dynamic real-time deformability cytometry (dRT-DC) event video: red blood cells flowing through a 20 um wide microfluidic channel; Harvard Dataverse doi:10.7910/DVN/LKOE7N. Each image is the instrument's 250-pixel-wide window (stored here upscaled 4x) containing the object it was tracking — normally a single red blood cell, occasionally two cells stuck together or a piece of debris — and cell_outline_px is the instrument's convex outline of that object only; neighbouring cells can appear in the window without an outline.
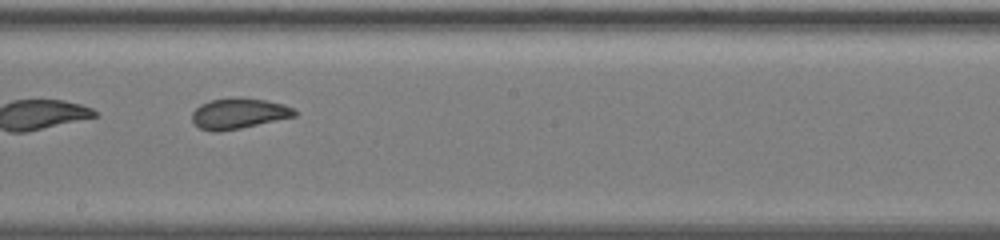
{"species": "common noctule bat (a hibernating species)", "species_latin": "Nyctalus noctula", "temperature_condition": "warm", "stored_images_in_passage": 39, "camera_frame_rate_fps": 3000, "um_per_image_px": 0.085, "animal": {"sex": "female", "body_mass_g": 19.5, "forearm_length_mm": 54.1}, "frame": {"image": 1, "passage_image": 25, "time_ms": 8.0, "image_size_px": [1000, 240], "cell_outline_px": [[296, 116], [240, 128], [216, 132], [212, 132], [200, 128], [192, 124], [192, 112], [200, 104], [212, 100], [240, 96], [268, 100], [284, 104], [292, 108], [296, 112]], "centroid_in_image_um": [20.26, 9.63], "position_along_channel_um": 227.9, "area_um2": 18.44}}
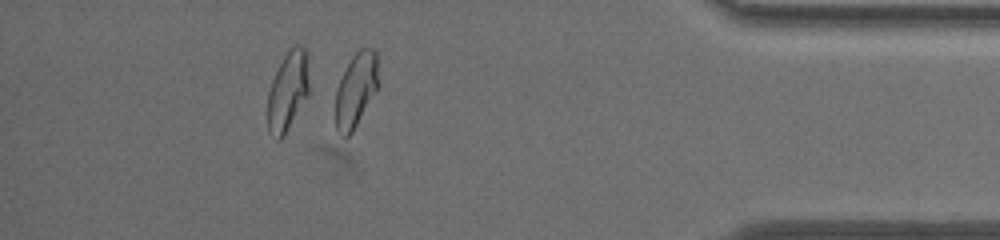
{"frame": {"image": 2, "passage_image": 36, "time_ms": 11.667, "image_size_px": [1000, 240], "cell_outline_px": [[380, 84], [352, 132], [348, 136], [340, 136], [336, 132], [336, 92], [340, 80], [352, 56], [360, 48], [372, 48], [376, 52]], "centroid_in_image_um": [30.28, 7.63], "position_along_channel_um": 404.9, "area_um2": 18.5}}